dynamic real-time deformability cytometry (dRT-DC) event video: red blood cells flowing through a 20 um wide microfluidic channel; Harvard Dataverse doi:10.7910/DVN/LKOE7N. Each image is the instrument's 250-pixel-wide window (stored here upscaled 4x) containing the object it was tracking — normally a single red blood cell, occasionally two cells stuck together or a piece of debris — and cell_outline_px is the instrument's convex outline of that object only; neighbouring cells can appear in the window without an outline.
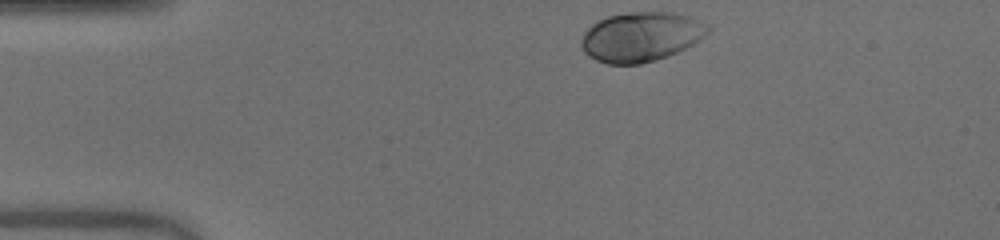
{"species": "human", "species_latin": "Homo sapiens", "temperature_condition": "warm", "stored_images_in_passage": 33, "camera_frame_rate_fps": 3000, "um_per_image_px": 0.085, "donor": {"sex": "male"}, "frame": {"image": 1, "passage_image": 1, "time_ms": 0.0, "image_size_px": [1000, 240], "cell_outline_px": [[712, 28], [700, 40], [676, 52], [656, 60], [640, 64], [608, 64], [596, 60], [588, 56], [584, 52], [580, 44], [580, 40], [584, 32], [592, 24], [608, 16], [628, 12], [672, 12], [688, 16], [708, 24]], "centroid_in_image_um": [54.47, 3.12], "position_along_channel_um": 30.5, "area_um2": 36.59}}
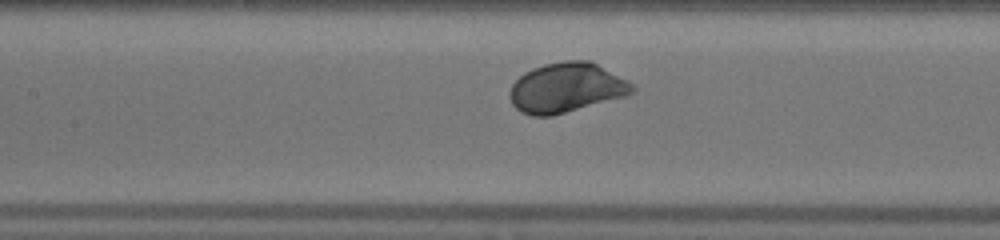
{"frame": {"image": 2, "passage_image": 15, "time_ms": 4.667, "image_size_px": [1000, 240], "cell_outline_px": [[636, 92], [628, 96], [552, 116], [532, 116], [520, 112], [512, 104], [508, 96], [508, 92], [512, 84], [524, 72], [532, 68], [544, 64], [564, 60], [588, 60], [628, 80], [636, 88]], "centroid_in_image_um": [48.14, 7.47], "position_along_channel_um": 159.3, "area_um2": 35.89}}
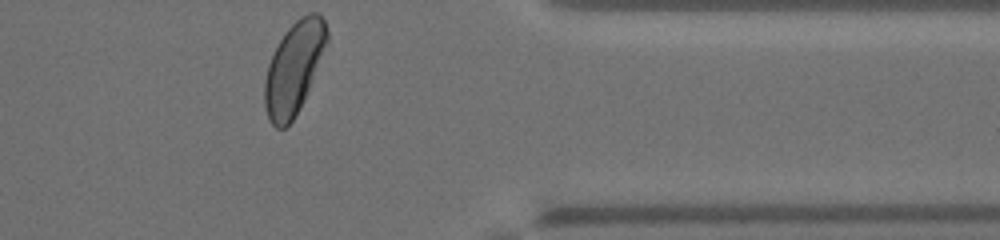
{"frame": {"image": 3, "passage_image": 33, "time_ms": 10.667, "image_size_px": [1000, 240], "cell_outline_px": [[328, 40], [304, 100], [292, 120], [284, 128], [276, 128], [272, 124], [268, 116], [264, 104], [264, 80], [268, 64], [280, 40], [288, 28], [300, 16], [308, 12], [316, 12], [324, 20], [328, 32]], "centroid_in_image_um": [24.97, 5.76], "position_along_channel_um": 386.4, "area_um2": 32.89}, "authors_computed_cell_mechanics": {"area_um2": 33.524, "velocity_mm_per_s": 4.0228, "shape_relaxation_time_tau1_ms": 1.5237, "shape_relaxation_time_tau2_ms": null, "deformation_change_tau1": 0.1388, "deformation_change_tau2": null}}